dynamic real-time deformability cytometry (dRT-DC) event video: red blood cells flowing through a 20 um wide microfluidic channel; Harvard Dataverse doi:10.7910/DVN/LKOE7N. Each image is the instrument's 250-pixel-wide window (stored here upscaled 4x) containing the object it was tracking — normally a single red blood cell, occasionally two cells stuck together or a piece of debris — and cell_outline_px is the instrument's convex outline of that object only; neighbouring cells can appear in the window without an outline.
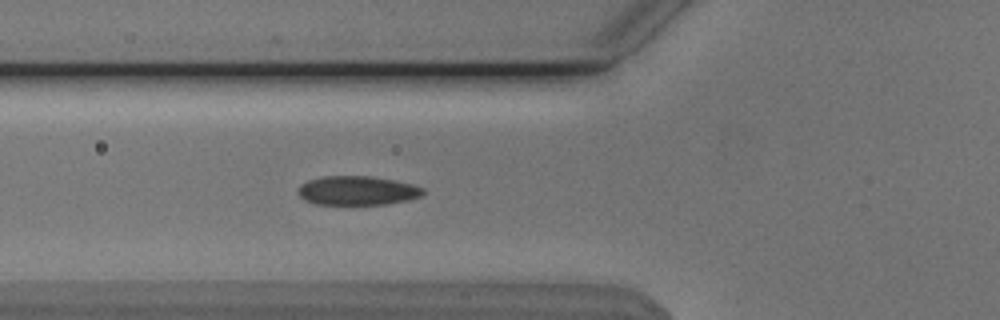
{"species": "Egyptian fruit bat (a non-hibernating species)", "species_latin": "Rousettus aegyptiacus", "temperature_condition": "cold", "stored_images_in_passage": 49, "camera_frame_rate_fps": 3000, "um_per_image_px": 0.085, "animal": {"sex": "male"}, "frame": {"image": 1, "passage_image": 20, "time_ms": 6.333, "image_size_px": [1000, 320], "cell_outline_px": [[424, 192], [420, 196], [408, 200], [388, 204], [316, 204], [304, 200], [300, 196], [300, 184], [308, 180], [324, 176], [372, 176], [396, 180], [412, 184], [424, 188]], "centroid_in_image_um": [30.4, 16.19], "position_along_channel_um": 95.4, "area_um2": 21.15}}
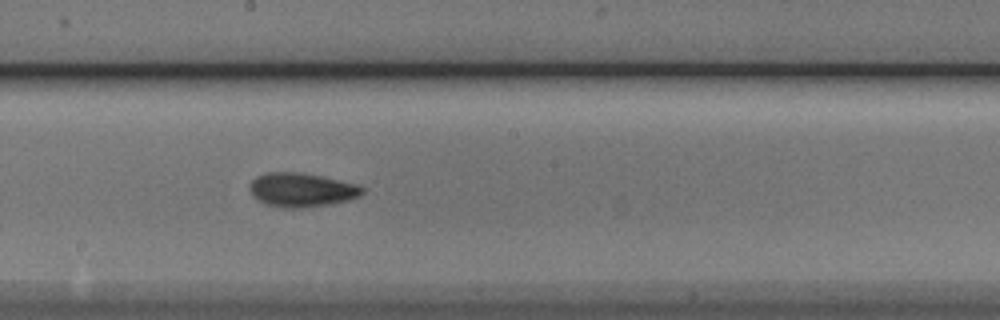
{"frame": {"image": 2, "passage_image": 30, "time_ms": 9.667, "image_size_px": [1000, 320], "cell_outline_px": [[364, 192], [360, 196], [348, 200], [328, 204], [304, 208], [284, 208], [268, 204], [252, 196], [248, 188], [252, 180], [256, 176], [264, 172], [296, 172], [320, 176], [360, 184], [364, 188]], "centroid_in_image_um": [25.64, 16.13], "position_along_channel_um": 222.6, "area_um2": 22.37}}
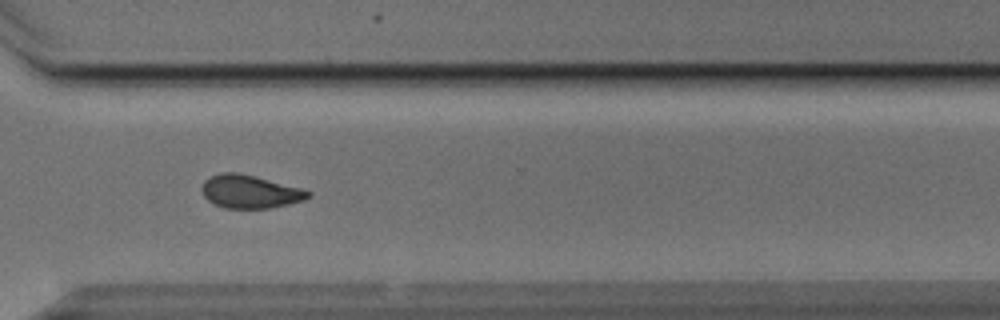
{"frame": {"image": 3, "passage_image": 40, "time_ms": 13.0, "image_size_px": [1000, 320], "cell_outline_px": [[312, 196], [304, 200], [288, 204], [268, 208], [224, 208], [208, 200], [204, 196], [200, 188], [204, 180], [208, 176], [220, 172], [236, 172], [300, 188], [312, 192]], "centroid_in_image_um": [21.2, 16.29], "position_along_channel_um": 349.4, "area_um2": 20.4}, "authors_computed_cell_mechanics": {"area_um2": 20.4612, "velocity_mm_per_s": 3.8059, "shape_relaxation_time_tau1_ms": 4.4843, "shape_relaxation_time_tau2_ms": 5.2568, "deformation_change_tau1": 0.1133, "deformation_change_tau2": 0.0768}}